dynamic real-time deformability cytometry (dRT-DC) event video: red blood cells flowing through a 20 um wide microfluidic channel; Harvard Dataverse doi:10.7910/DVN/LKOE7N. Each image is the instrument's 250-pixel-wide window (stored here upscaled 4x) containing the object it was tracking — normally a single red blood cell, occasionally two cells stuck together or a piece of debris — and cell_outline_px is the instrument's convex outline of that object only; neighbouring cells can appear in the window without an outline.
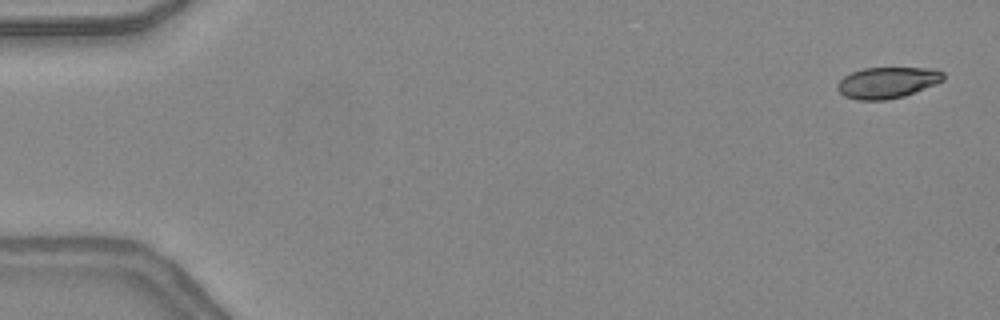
{"species": "common noctule bat (a hibernating species)", "species_latin": "Nyctalus noctula", "temperature_condition": "warm", "stored_images_in_passage": 48, "camera_frame_rate_fps": 3000, "um_per_image_px": 0.085, "animal": {"sex": "female", "body_mass_g": 24.6, "forearm_length_mm": 56.2}, "frame": {"image": 1, "passage_image": 2, "time_ms": 0.333, "image_size_px": [1000, 320], "cell_outline_px": [[944, 80], [936, 84], [904, 96], [888, 100], [856, 100], [844, 96], [836, 88], [836, 84], [844, 76], [852, 72], [864, 68], [928, 68], [944, 72]], "centroid_in_image_um": [75.4, 7.03], "position_along_channel_um": 9.6, "area_um2": 19.31}}
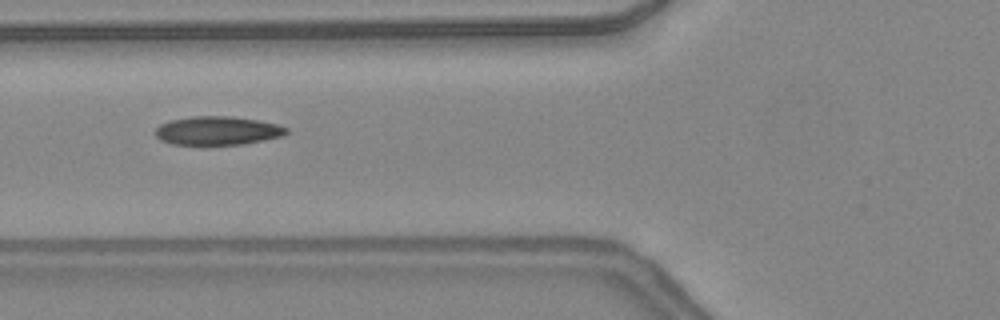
{"frame": {"image": 2, "passage_image": 19, "time_ms": 6.0, "image_size_px": [1000, 320], "cell_outline_px": [[288, 132], [280, 136], [264, 140], [244, 144], [172, 144], [160, 140], [156, 136], [156, 128], [160, 124], [172, 120], [192, 116], [228, 116], [256, 120], [276, 124], [288, 128]], "centroid_in_image_um": [18.47, 11.1], "position_along_channel_um": 107.3, "area_um2": 21.56}}
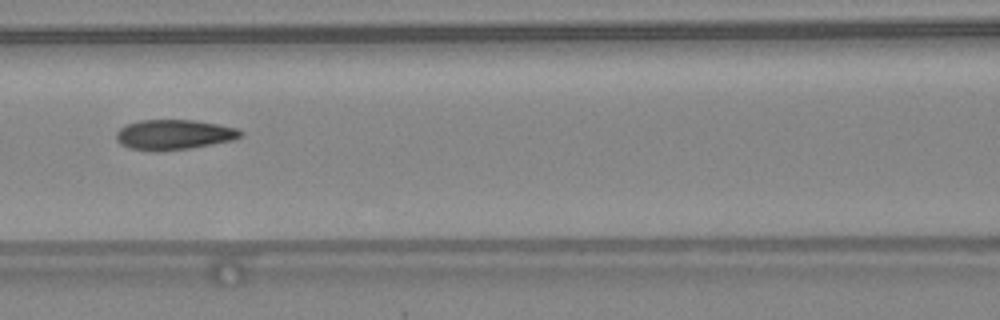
{"frame": {"image": 3, "passage_image": 22, "time_ms": 7.0, "image_size_px": [1000, 320], "cell_outline_px": [[244, 136], [232, 140], [212, 144], [188, 148], [160, 152], [152, 152], [128, 148], [120, 144], [116, 140], [116, 132], [120, 128], [128, 124], [140, 120], [192, 120], [216, 124], [236, 128], [244, 132]], "centroid_in_image_um": [14.75, 11.46], "position_along_channel_um": 151.8, "area_um2": 21.91}, "authors_computed_cell_mechanics": {"area_um2": 21.3282, "velocity_mm_per_s": 4.3835, "shape_relaxation_time_tau1_ms": 8.7808, "shape_relaxation_time_tau2_ms": 1.5781, "deformation_change_tau1": 0.2459, "deformation_change_tau2": 0.0694}}